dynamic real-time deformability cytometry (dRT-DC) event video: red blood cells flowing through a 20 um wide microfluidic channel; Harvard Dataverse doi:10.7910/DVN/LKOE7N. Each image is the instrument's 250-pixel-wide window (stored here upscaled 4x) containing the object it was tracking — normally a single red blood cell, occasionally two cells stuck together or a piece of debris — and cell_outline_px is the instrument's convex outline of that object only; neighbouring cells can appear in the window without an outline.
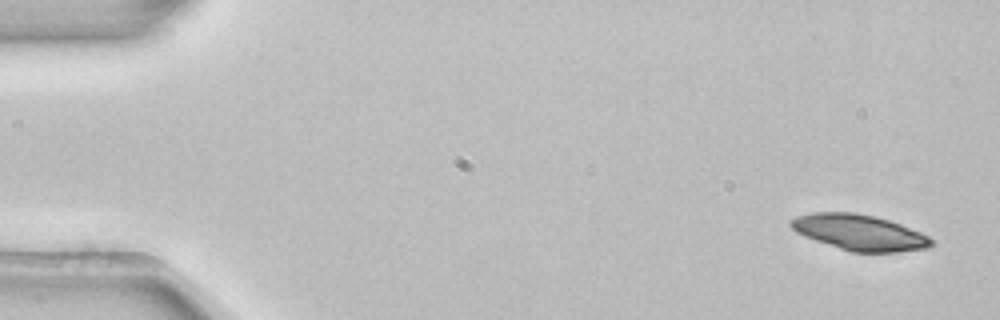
{"species": "common noctule bat (a hibernating species)", "species_latin": "Nyctalus noctula", "temperature_condition": "room temperature", "stored_images_in_passage": 4, "segment_of_instrument_passage": [1, 2], "camera_frame_rate_fps": 3000, "um_per_image_px": 0.085, "animal": {"sex": "female", "body_mass_g": 22.7, "forearm_length_mm": 54.2}, "frame": {"image": 1, "passage_image": 1, "time_ms": 0.0, "image_size_px": [1000, 320], "cell_outline_px": [[936, 244], [928, 248], [900, 252], [852, 252], [804, 236], [796, 232], [788, 224], [796, 216], [812, 212], [852, 212], [876, 216], [900, 224], [920, 232], [936, 240]], "centroid_in_image_um": [73.1, 19.76], "position_along_channel_um": 11.9, "area_um2": 29.3}}